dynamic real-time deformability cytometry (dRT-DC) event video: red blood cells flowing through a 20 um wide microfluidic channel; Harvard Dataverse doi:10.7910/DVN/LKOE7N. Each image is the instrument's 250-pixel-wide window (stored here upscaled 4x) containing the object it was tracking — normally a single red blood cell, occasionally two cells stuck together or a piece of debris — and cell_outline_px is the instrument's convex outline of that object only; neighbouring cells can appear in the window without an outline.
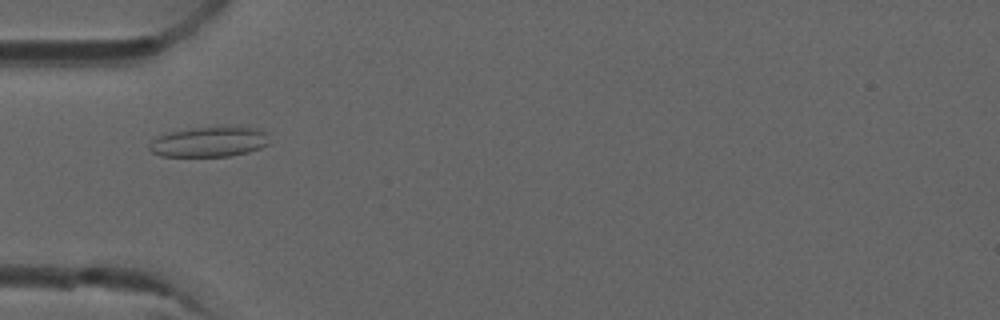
{"species": "common noctule bat (a hibernating species)", "species_latin": "Nyctalus noctula", "temperature_condition": "room temperature", "stored_images_in_passage": 8, "camera_frame_rate_fps": 3000, "um_per_image_px": 0.085, "animal": {"sex": "male", "forearm_length_mm": 52.5}, "frame": {"image": 1, "passage_image": 5, "time_ms": 1.333, "image_size_px": [1000, 320], "cell_outline_px": [[268, 144], [260, 148], [248, 152], [228, 156], [160, 156], [152, 152], [148, 148], [148, 144], [152, 140], [168, 132], [192, 128], [260, 128], [268, 132]], "centroid_in_image_um": [17.78, 12.07], "position_along_channel_um": 67.2, "area_um2": 20.81}}
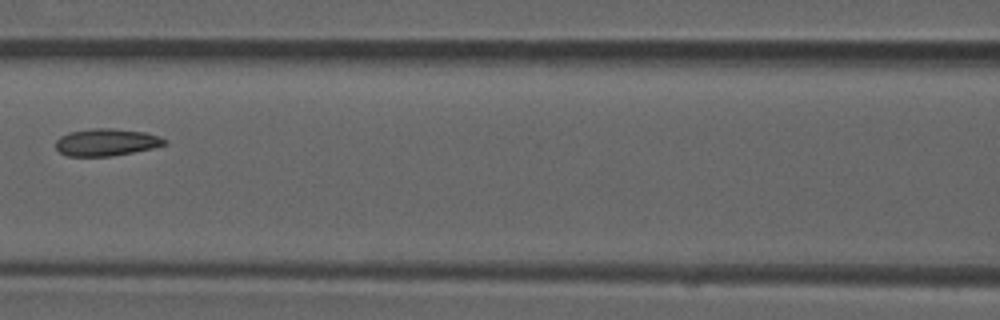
{"frame": {"image": 2, "passage_image": 7, "time_ms": 2.0, "image_size_px": [1000, 320], "cell_outline_px": [[168, 144], [152, 148], [112, 156], [68, 156], [60, 152], [56, 148], [56, 140], [60, 136], [68, 132], [92, 128], [112, 128], [144, 132], [160, 136], [168, 140]], "centroid_in_image_um": [9.05, 12.08], "position_along_channel_um": 157.5, "area_um2": 17.34}}
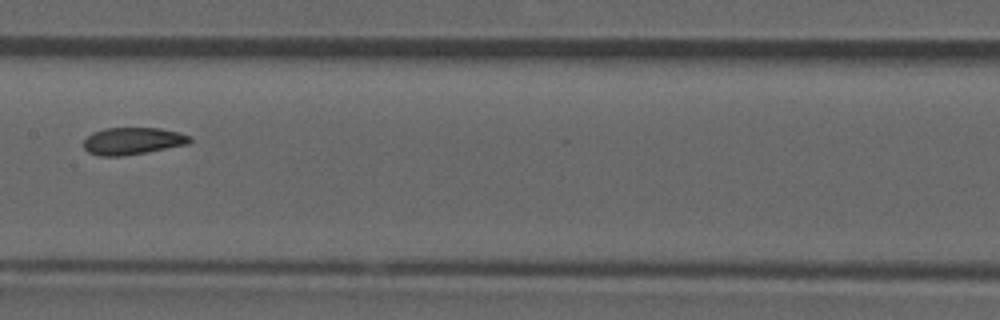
{"frame": {"image": 3, "passage_image": 8, "time_ms": 2.333, "image_size_px": [1000, 320], "cell_outline_px": [[192, 140], [188, 144], [124, 156], [100, 156], [88, 152], [84, 148], [84, 140], [92, 132], [104, 128], [160, 128], [180, 132], [192, 136]], "centroid_in_image_um": [11.28, 11.98], "position_along_channel_um": 196.1, "area_um2": 16.88}}